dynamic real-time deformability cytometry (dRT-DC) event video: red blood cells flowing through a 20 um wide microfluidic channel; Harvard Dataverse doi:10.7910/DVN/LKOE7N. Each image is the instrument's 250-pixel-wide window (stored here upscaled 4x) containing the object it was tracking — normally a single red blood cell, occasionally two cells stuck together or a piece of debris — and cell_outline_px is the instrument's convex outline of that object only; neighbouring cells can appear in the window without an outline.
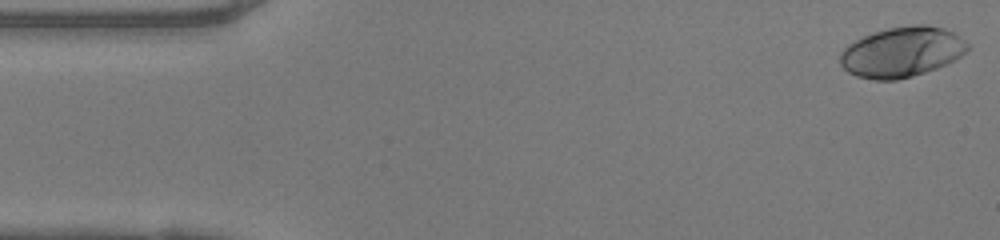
{"species": "human", "species_latin": "Homo sapiens", "temperature_condition": "warm", "stored_images_in_passage": 48, "camera_frame_rate_fps": 3000, "um_per_image_px": 0.085, "donor": {"sex": "female"}, "frame": {"image": 1, "passage_image": 1, "time_ms": 0.0, "image_size_px": [1000, 240], "cell_outline_px": [[968, 48], [960, 56], [936, 68], [912, 76], [896, 80], [876, 80], [856, 76], [848, 72], [840, 64], [840, 52], [848, 44], [872, 32], [888, 28], [912, 24], [928, 24], [944, 28], [960, 36], [968, 44]], "centroid_in_image_um": [76.63, 4.41], "position_along_channel_um": 8.4, "area_um2": 37.17}}
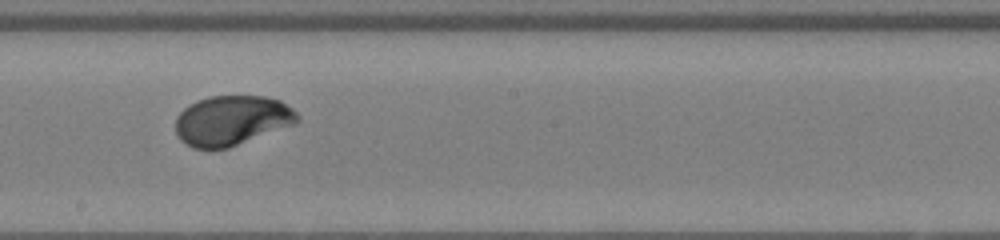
{"frame": {"image": 2, "passage_image": 26, "time_ms": 8.333, "image_size_px": [1000, 240], "cell_outline_px": [[300, 120], [296, 124], [228, 148], [192, 148], [180, 140], [176, 132], [176, 116], [184, 108], [196, 100], [212, 96], [264, 96], [280, 100], [292, 108], [300, 116]], "centroid_in_image_um": [19.72, 10.24], "position_along_channel_um": 228.5, "area_um2": 35.55}}
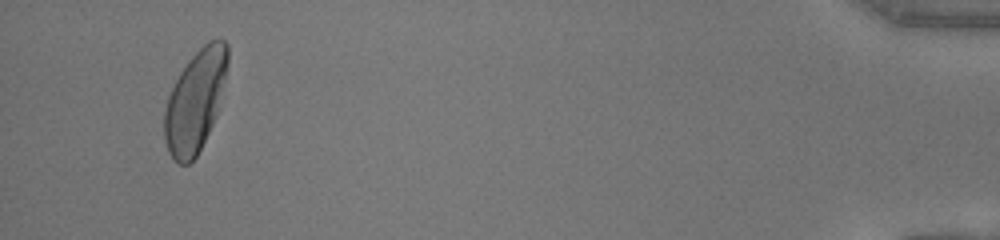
{"frame": {"image": 3, "passage_image": 46, "time_ms": 15.0, "image_size_px": [1000, 240], "cell_outline_px": [[228, 64], [216, 116], [196, 156], [188, 164], [180, 164], [172, 160], [168, 152], [164, 140], [164, 112], [168, 96], [180, 72], [192, 56], [208, 40], [224, 40], [228, 44]], "centroid_in_image_um": [16.58, 8.6], "position_along_channel_um": 418.6, "area_um2": 37.05}, "authors_computed_cell_mechanics": {"area_um2": 35.8649, "velocity_mm_per_s": 4.1238, "shape_relaxation_time_tau1_ms": 2.1727, "shape_relaxation_time_tau2_ms": null, "deformation_change_tau1": 0.1524, "deformation_change_tau2": null}}